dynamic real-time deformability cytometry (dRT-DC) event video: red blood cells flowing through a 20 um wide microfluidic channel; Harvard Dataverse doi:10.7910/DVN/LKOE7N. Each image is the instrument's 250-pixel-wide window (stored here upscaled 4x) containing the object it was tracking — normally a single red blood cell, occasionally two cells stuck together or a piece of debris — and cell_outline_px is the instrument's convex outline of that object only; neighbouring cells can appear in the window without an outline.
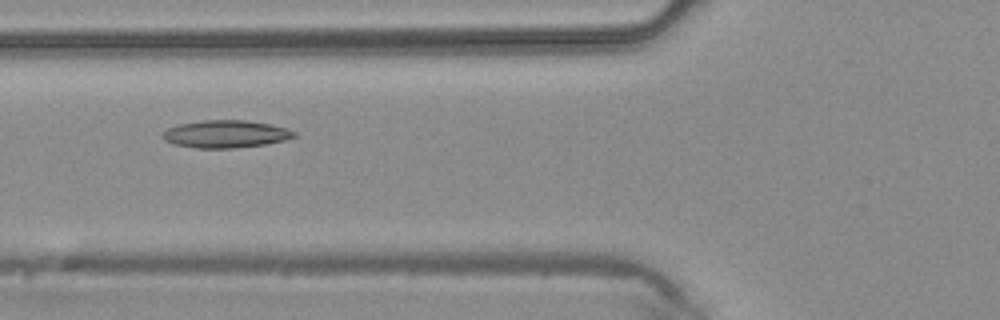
{"species": "common noctule bat (a hibernating species)", "species_latin": "Nyctalus noctula", "temperature_condition": "warm", "stored_images_in_passage": 5, "camera_frame_rate_fps": 3000, "um_per_image_px": 0.085, "animal": {"sex": "male", "body_mass_g": 20.4}, "frame": {"image": 1, "passage_image": 5, "time_ms": 1.333, "image_size_px": [1000, 320], "cell_outline_px": [[296, 136], [284, 140], [264, 144], [236, 148], [196, 148], [176, 144], [164, 140], [160, 136], [160, 132], [176, 124], [204, 120], [244, 120], [268, 124], [288, 128], [296, 132]], "centroid_in_image_um": [19.13, 11.39], "position_along_channel_um": 106.7, "area_um2": 21.15}}